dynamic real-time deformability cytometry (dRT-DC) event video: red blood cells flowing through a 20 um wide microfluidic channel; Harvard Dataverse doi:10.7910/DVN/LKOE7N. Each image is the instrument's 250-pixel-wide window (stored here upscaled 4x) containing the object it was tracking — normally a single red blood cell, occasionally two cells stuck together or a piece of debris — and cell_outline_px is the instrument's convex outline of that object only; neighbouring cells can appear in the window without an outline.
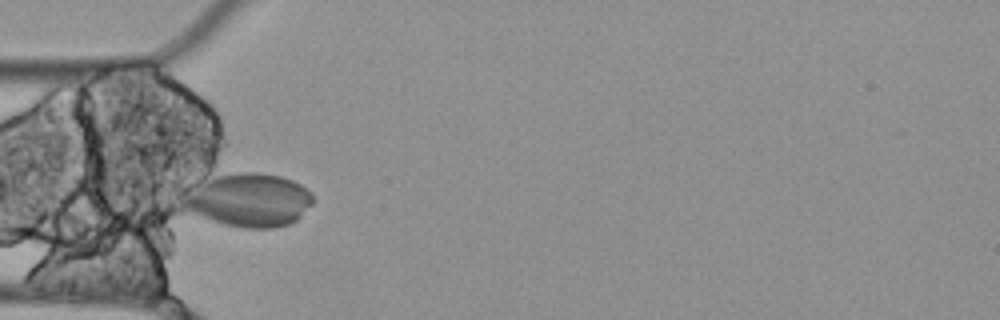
{"species": "Egyptian fruit bat (a non-hibernating species)", "species_latin": "Rousettus aegyptiacus", "temperature_condition": "cold", "stored_images_in_passage": 6, "camera_frame_rate_fps": 3000, "um_per_image_px": 0.085, "animal": {"sex": "female"}, "frame": {"image": 1, "passage_image": 5, "time_ms": 1.333, "image_size_px": [1000, 320], "cell_outline_px": [[312, 204], [296, 220], [288, 224], [276, 228], [244, 228], [224, 224], [212, 220], [180, 208], [180, 204], [184, 200], [212, 180], [220, 176], [240, 172], [256, 172], [280, 176], [292, 180], [308, 188], [312, 192]], "centroid_in_image_um": [21.29, 17.04], "position_along_channel_um": 63.7, "area_um2": 39.07}}
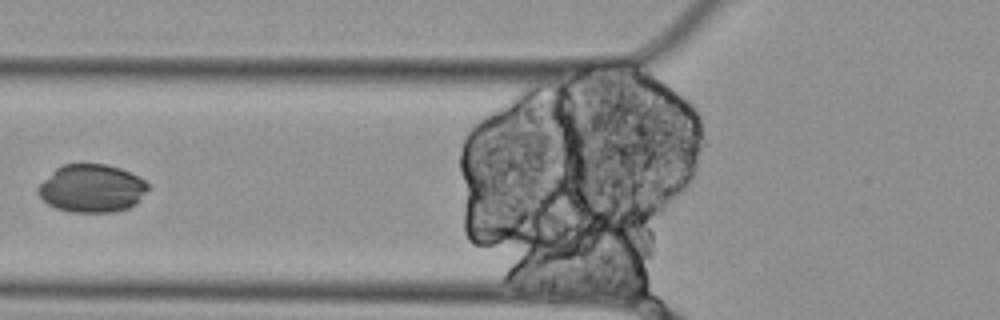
{"frame": {"image": 2, "passage_image": 6, "time_ms": 1.667, "image_size_px": [1000, 320], "cell_outline_px": [[148, 188], [140, 200], [136, 204], [128, 208], [116, 212], [72, 212], [56, 208], [48, 204], [36, 192], [40, 184], [56, 168], [64, 164], [108, 164], [120, 168], [144, 180], [148, 184]], "centroid_in_image_um": [7.8, 16.02], "position_along_channel_um": 118.0, "area_um2": 30.58}}